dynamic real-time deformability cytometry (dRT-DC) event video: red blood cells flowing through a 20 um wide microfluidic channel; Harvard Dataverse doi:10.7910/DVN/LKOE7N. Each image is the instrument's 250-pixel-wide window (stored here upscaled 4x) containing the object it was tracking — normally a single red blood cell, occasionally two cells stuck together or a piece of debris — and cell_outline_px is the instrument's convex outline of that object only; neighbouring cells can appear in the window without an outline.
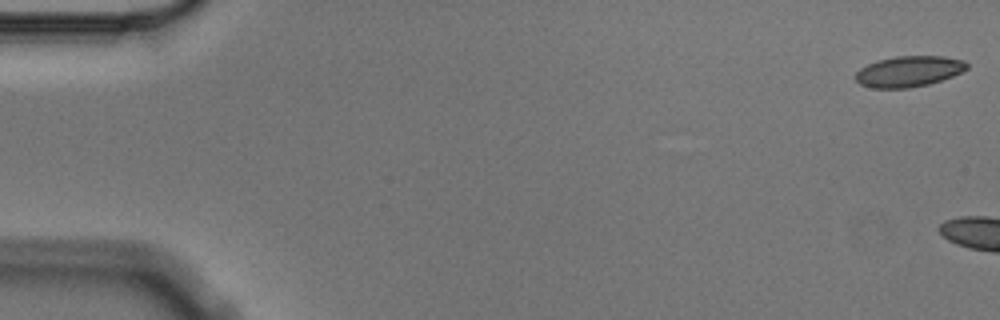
{"species": "Egyptian fruit bat (a non-hibernating species)", "species_latin": "Rousettus aegyptiacus", "temperature_condition": "cold", "stored_images_in_passage": 6, "camera_frame_rate_fps": 3000, "um_per_image_px": 0.085, "animal": {"sex": "male"}, "frame": {"image": 1, "passage_image": 1, "time_ms": 0.0, "image_size_px": [1000, 320], "cell_outline_px": [[968, 68], [952, 76], [928, 84], [908, 88], [872, 88], [860, 84], [856, 80], [856, 72], [860, 68], [876, 60], [896, 56], [944, 56], [964, 60], [968, 64]], "centroid_in_image_um": [77.24, 6.06], "position_along_channel_um": 7.8, "area_um2": 19.94}}
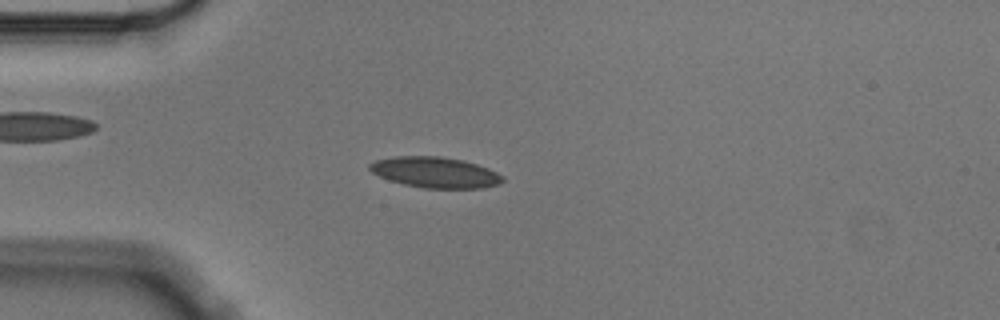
{"frame": {"image": 2, "passage_image": 6, "time_ms": 1.667, "image_size_px": [1000, 320], "cell_outline_px": [[504, 180], [500, 184], [484, 188], [424, 188], [404, 184], [388, 180], [372, 172], [368, 168], [368, 164], [376, 160], [392, 156], [440, 156], [464, 160], [488, 168], [504, 176]], "centroid_in_image_um": [36.99, 14.65], "position_along_channel_um": 48.0, "area_um2": 23.99}}